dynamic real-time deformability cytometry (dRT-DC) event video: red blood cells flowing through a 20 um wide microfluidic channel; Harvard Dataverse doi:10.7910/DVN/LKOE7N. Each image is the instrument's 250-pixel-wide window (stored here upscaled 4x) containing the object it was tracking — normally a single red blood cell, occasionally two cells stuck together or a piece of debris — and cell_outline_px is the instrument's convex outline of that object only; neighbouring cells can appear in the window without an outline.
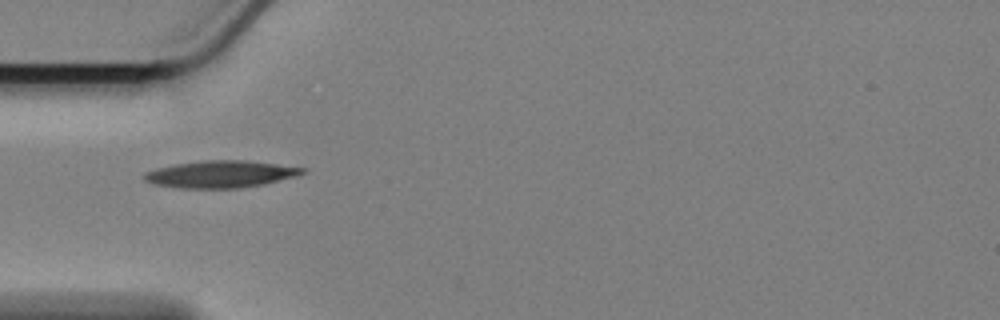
{"species": "Egyptian fruit bat (a non-hibernating species)", "species_latin": "Rousettus aegyptiacus", "temperature_condition": "cold", "stored_images_in_passage": 33, "camera_frame_rate_fps": 3000, "um_per_image_px": 0.085, "animal": {"sex": "female"}, "frame": {"image": 1, "passage_image": 1, "time_ms": 0.0, "image_size_px": [1000, 320], "cell_outline_px": [[308, 168], [304, 172], [296, 176], [264, 184], [236, 188], [180, 188], [156, 184], [144, 180], [144, 172], [156, 168], [176, 164], [204, 160], [248, 160]], "centroid_in_image_um": [18.77, 14.79], "position_along_channel_um": 66.2, "area_um2": 24.85}}
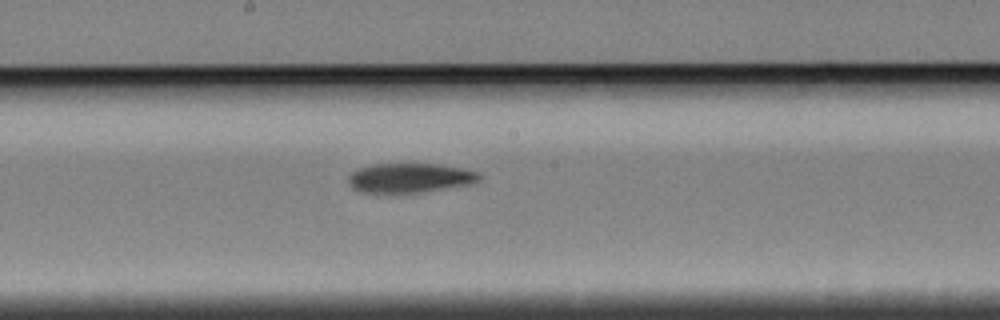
{"frame": {"image": 2, "passage_image": 14, "time_ms": 4.333, "image_size_px": [1000, 320], "cell_outline_px": [[484, 176], [480, 180], [472, 184], [416, 192], [360, 192], [352, 188], [348, 180], [348, 176], [356, 168], [372, 164], [440, 164], [464, 168], [480, 172]], "centroid_in_image_um": [34.87, 15.1], "position_along_channel_um": 213.3, "area_um2": 22.54}}
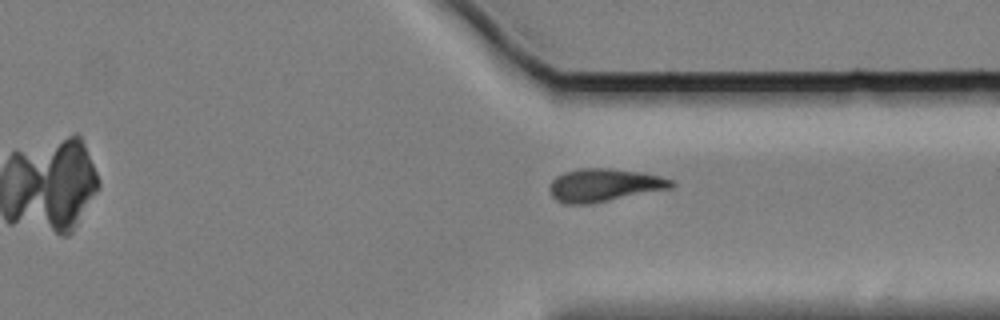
{"frame": {"image": 3, "passage_image": 27, "time_ms": 8.667, "image_size_px": [1000, 320], "cell_outline_px": [[676, 184], [672, 188], [584, 204], [564, 204], [556, 200], [552, 196], [548, 188], [552, 180], [556, 176], [564, 172], [580, 168], [608, 168], [644, 172], [660, 176], [672, 180]], "centroid_in_image_um": [51.33, 15.72], "position_along_channel_um": 360.1, "area_um2": 23.24}, "authors_computed_cell_mechanics": {"area_um2": 22.9466, "velocity_mm_per_s": 3.3851, "shape_relaxation_time_tau1_ms": 3.3338, "shape_relaxation_time_tau2_ms": 10.5221, "deformation_change_tau1": 0.1432, "deformation_change_tau2": 0.172}}